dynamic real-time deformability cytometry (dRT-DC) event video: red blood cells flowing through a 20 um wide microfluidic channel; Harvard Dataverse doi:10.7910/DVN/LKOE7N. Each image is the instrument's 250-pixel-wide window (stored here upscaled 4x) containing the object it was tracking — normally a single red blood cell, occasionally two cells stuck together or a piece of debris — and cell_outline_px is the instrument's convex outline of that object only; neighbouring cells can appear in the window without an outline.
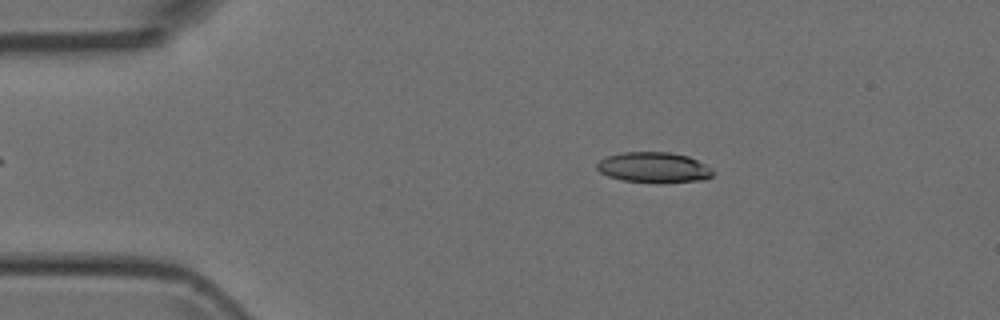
{"species": "Egyptian fruit bat (a non-hibernating species)", "species_latin": "Rousettus aegyptiacus", "temperature_condition": "room temperature", "stored_images_in_passage": 50, "camera_frame_rate_fps": 3000, "um_per_image_px": 0.085, "animal": {"sex": "female"}, "frame": {"image": 1, "passage_image": 9, "time_ms": 2.667, "image_size_px": [1000, 320], "cell_outline_px": [[716, 172], [712, 176], [704, 180], [624, 180], [608, 176], [600, 172], [596, 168], [596, 164], [600, 160], [608, 156], [620, 152], [668, 152], [688, 156], [712, 168]], "centroid_in_image_um": [55.56, 14.18], "position_along_channel_um": 29.4, "area_um2": 19.77}}
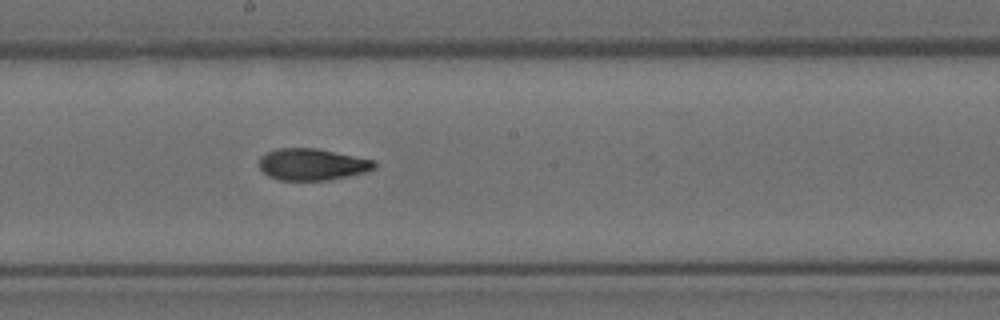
{"frame": {"image": 2, "passage_image": 27, "time_ms": 8.667, "image_size_px": [1000, 320], "cell_outline_px": [[376, 168], [364, 172], [348, 176], [328, 180], [280, 180], [268, 176], [260, 168], [260, 156], [264, 152], [276, 148], [316, 148], [376, 160]], "centroid_in_image_um": [26.53, 13.96], "position_along_channel_um": 221.7, "area_um2": 21.39}}
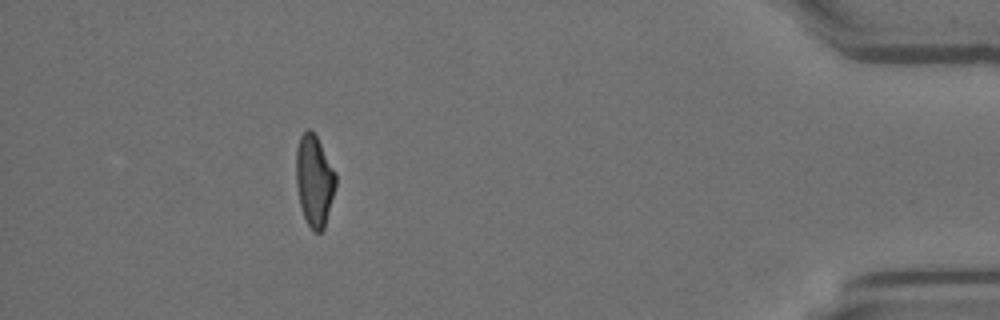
{"frame": {"image": 3, "passage_image": 45, "time_ms": 14.667, "image_size_px": [1000, 320], "cell_outline_px": [[336, 184], [324, 228], [320, 232], [316, 232], [308, 224], [304, 216], [300, 204], [296, 184], [296, 148], [300, 136], [308, 128], [316, 136], [336, 172]], "centroid_in_image_um": [26.71, 15.33], "position_along_channel_um": 408.5, "area_um2": 20.81}}